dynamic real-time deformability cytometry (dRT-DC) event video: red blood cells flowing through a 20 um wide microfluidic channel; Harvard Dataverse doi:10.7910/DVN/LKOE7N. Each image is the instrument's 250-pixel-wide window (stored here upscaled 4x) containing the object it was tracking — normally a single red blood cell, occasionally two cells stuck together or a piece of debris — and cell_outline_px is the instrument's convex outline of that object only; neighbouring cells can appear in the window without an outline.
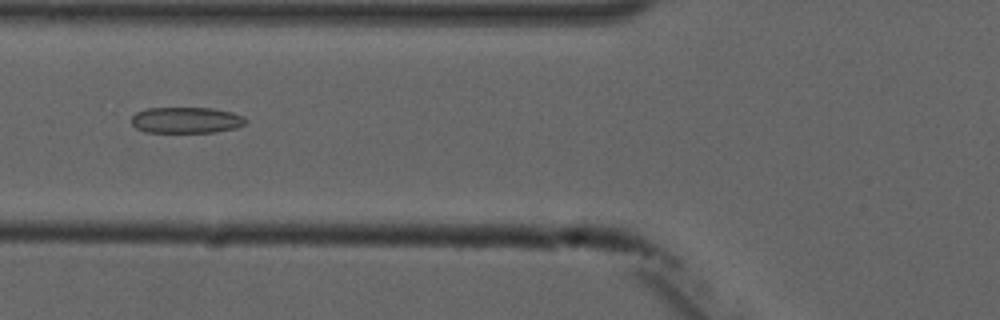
{"species": "common noctule bat (a hibernating species)", "species_latin": "Nyctalus noctula", "temperature_condition": "cold", "stored_images_in_passage": 2, "camera_frame_rate_fps": 3000, "um_per_image_px": 0.085, "animal": {"sex": "male", "forearm_length_mm": 52.5}, "frame": {"image": 1, "passage_image": 2, "time_ms": 1.0, "image_size_px": [1000, 320], "cell_outline_px": [[248, 120], [244, 124], [236, 128], [212, 132], [144, 132], [136, 128], [132, 124], [132, 116], [136, 112], [148, 108], [212, 108], [232, 112], [244, 116]], "centroid_in_image_um": [15.83, 10.21], "position_along_channel_um": 110.0, "area_um2": 17.4}}